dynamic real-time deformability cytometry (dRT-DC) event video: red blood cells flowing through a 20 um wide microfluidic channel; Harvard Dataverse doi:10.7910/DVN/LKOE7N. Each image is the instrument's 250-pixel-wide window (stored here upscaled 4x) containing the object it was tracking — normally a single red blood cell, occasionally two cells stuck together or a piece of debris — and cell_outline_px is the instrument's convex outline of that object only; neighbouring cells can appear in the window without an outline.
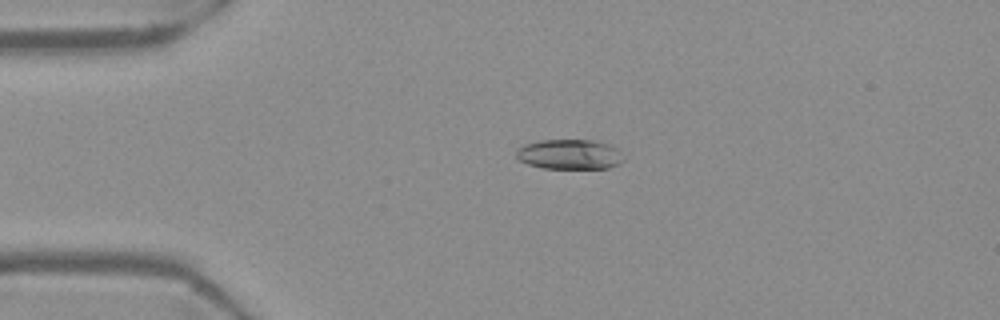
{"species": "Egyptian fruit bat (a non-hibernating species)", "species_latin": "Rousettus aegyptiacus", "temperature_condition": "warm", "stored_images_in_passage": 2, "camera_frame_rate_fps": 3000, "um_per_image_px": 0.085, "frame": {"image": 1, "passage_image": 1, "time_ms": 0.0, "image_size_px": [1000, 320], "cell_outline_px": [[600, 168], [556, 168], [536, 164], [536, 144], [564, 140], [576, 140], [584, 144]], "centroid_in_image_um": [48.01, 13.18], "position_along_channel_um": 37.0, "area_um2": 10.29}}